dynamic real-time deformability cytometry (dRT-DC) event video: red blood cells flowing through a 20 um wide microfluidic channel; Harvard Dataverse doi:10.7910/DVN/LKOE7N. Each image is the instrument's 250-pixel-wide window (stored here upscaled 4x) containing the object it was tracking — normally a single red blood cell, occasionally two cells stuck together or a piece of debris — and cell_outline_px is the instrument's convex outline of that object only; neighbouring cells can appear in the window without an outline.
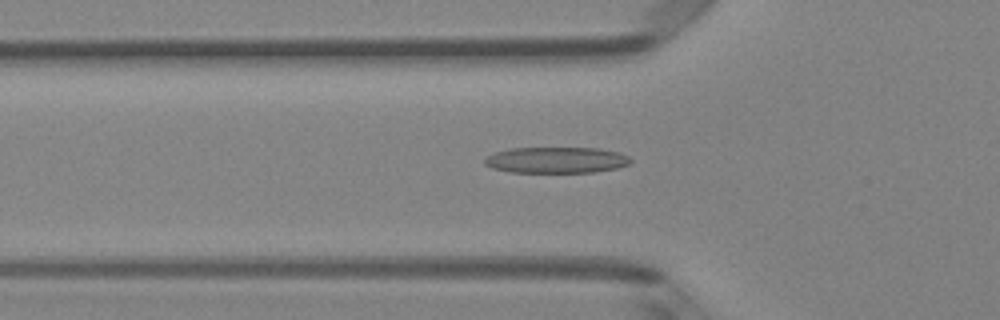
{"species": "Egyptian fruit bat (a non-hibernating species)", "species_latin": "Rousettus aegyptiacus", "temperature_condition": "room temperature", "stored_images_in_passage": 45, "camera_frame_rate_fps": 3000, "um_per_image_px": 0.085, "animal": {"sex": "female"}, "frame": {"image": 1, "passage_image": 17, "time_ms": 5.333, "image_size_px": [1000, 320], "cell_outline_px": [[632, 160], [628, 164], [616, 168], [592, 172], [508, 172], [492, 168], [484, 164], [484, 160], [488, 156], [496, 152], [512, 148], [600, 148], [620, 152], [628, 156]], "centroid_in_image_um": [47.29, 13.6], "position_along_channel_um": 78.5, "area_um2": 22.14}}
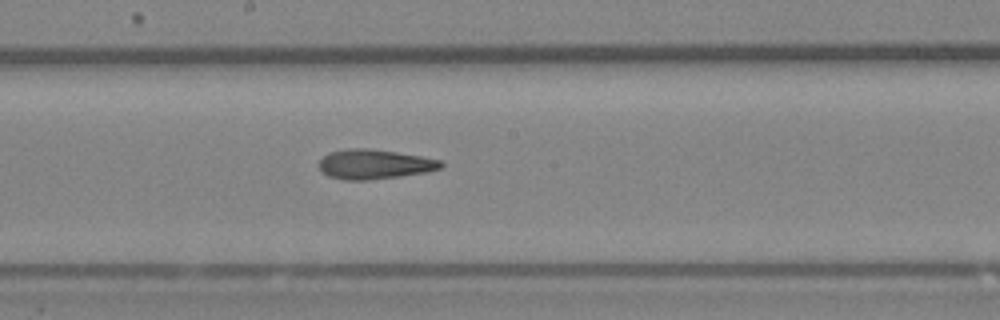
{"frame": {"image": 2, "passage_image": 27, "time_ms": 8.667, "image_size_px": [1000, 320], "cell_outline_px": [[444, 164], [440, 168], [428, 172], [400, 176], [368, 180], [344, 180], [328, 176], [320, 168], [320, 160], [328, 152], [344, 148], [368, 148], [396, 152], [420, 156], [440, 160]], "centroid_in_image_um": [31.82, 13.95], "position_along_channel_um": 216.4, "area_um2": 21.04}}
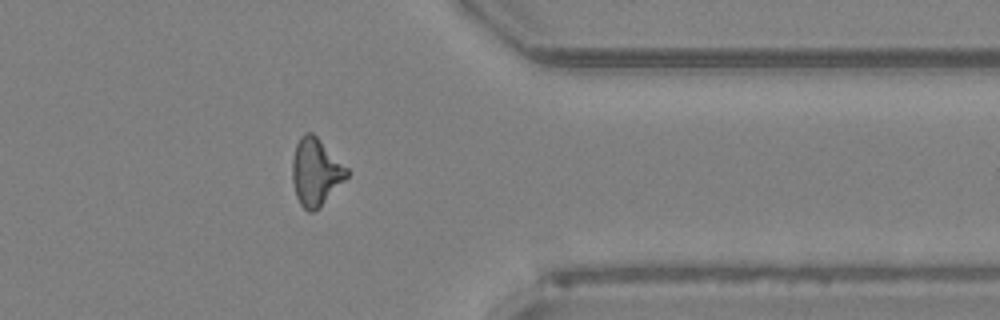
{"frame": {"image": 3, "passage_image": 40, "time_ms": 13.0, "image_size_px": [1000, 320], "cell_outline_px": [[348, 176], [320, 208], [312, 212], [308, 212], [300, 204], [296, 196], [292, 180], [292, 160], [296, 144], [300, 136], [304, 132], [312, 132], [348, 168]], "centroid_in_image_um": [26.82, 14.63], "position_along_channel_um": 384.6, "area_um2": 21.39}}